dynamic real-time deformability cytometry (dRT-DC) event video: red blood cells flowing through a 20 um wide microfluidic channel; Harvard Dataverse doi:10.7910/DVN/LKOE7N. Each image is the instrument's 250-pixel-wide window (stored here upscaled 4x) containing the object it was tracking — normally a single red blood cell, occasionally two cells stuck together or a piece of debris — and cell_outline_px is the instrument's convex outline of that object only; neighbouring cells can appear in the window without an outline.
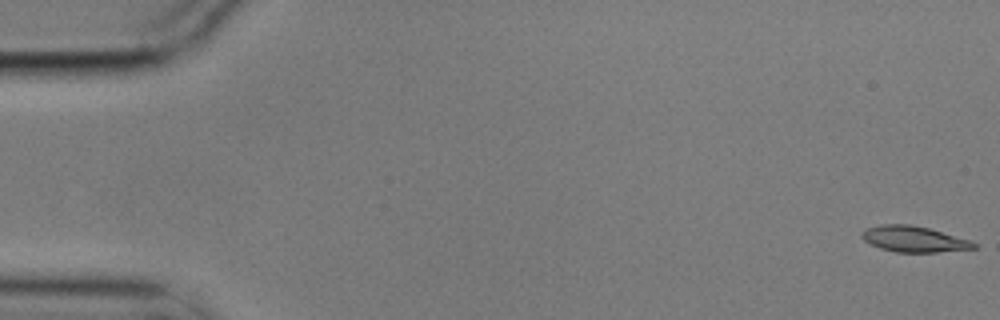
{"species": "common noctule bat (a hibernating species)", "species_latin": "Nyctalus noctula", "temperature_condition": "cold", "stored_images_in_passage": 6, "camera_frame_rate_fps": 3000, "um_per_image_px": 0.085, "animal": {"sex": "male", "body_mass_g": 17.9}, "frame": {"image": 1, "passage_image": 1, "time_ms": 0.0, "image_size_px": [1000, 320], "cell_outline_px": [[976, 248], [936, 252], [896, 252], [880, 248], [864, 240], [860, 236], [868, 228], [880, 224], [908, 224], [928, 228], [972, 240], [976, 244]], "centroid_in_image_um": [77.7, 20.32], "position_along_channel_um": 7.3, "area_um2": 16.7}}
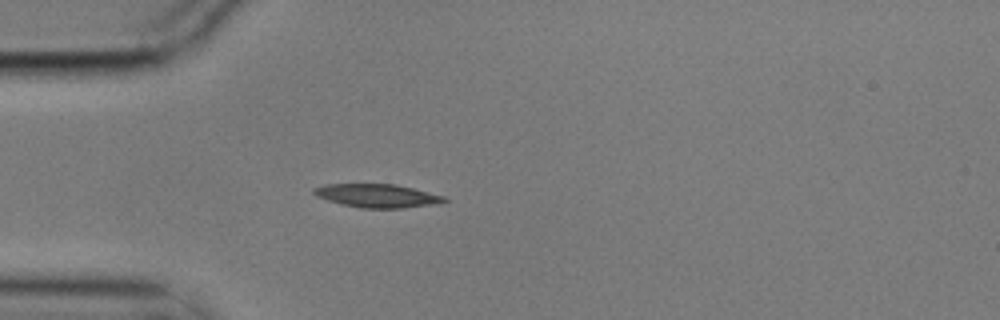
{"frame": {"image": 2, "passage_image": 5, "time_ms": 1.333, "image_size_px": [1000, 320], "cell_outline_px": [[448, 200], [428, 204], [404, 208], [360, 208], [328, 200], [316, 196], [312, 192], [312, 188], [328, 184], [396, 184], [444, 196]], "centroid_in_image_um": [32.0, 16.63], "position_along_channel_um": 53.0, "area_um2": 17.46}}